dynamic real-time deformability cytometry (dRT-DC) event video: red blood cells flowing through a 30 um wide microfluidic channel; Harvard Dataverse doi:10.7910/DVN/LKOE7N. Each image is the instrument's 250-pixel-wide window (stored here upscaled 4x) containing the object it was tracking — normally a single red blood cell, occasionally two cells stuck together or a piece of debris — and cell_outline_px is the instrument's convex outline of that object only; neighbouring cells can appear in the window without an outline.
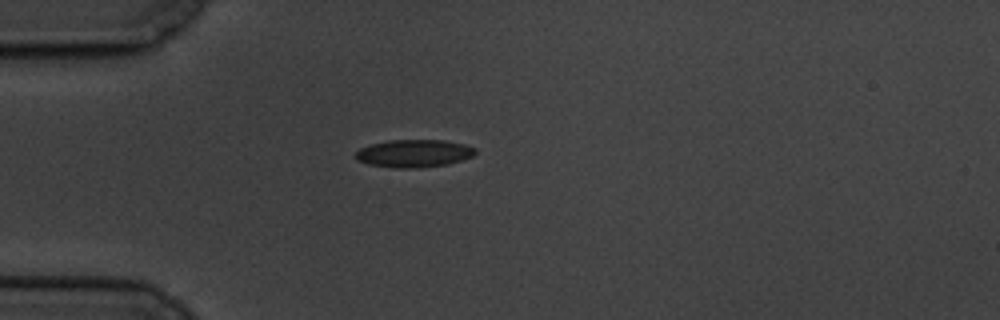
{"species": "common noctule bat (a hibernating species)", "species_latin": "Nyctalus noctula", "temperature_condition": "cold", "stored_images_in_passage": 7, "camera_frame_rate_fps": 3000, "um_per_image_px": 0.085, "animal": {"sex": "male", "body_mass_g": 19.5, "forearm_length_mm": 54.6}, "frame": {"image": 1, "passage_image": 1, "time_ms": 0.0, "image_size_px": [1000, 320], "cell_outline_px": [[476, 152], [472, 156], [460, 160], [444, 164], [416, 168], [396, 168], [368, 164], [356, 160], [356, 152], [360, 148], [372, 144], [388, 140], [444, 140], [464, 144], [476, 148]], "centroid_in_image_um": [35.16, 13.03], "position_along_channel_um": 49.8, "area_um2": 19.13}}
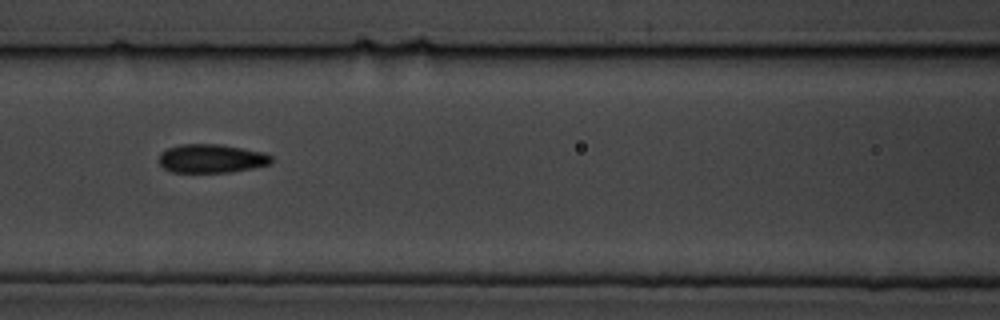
{"frame": {"image": 2, "passage_image": 4, "time_ms": 3.333, "image_size_px": [1000, 320], "cell_outline_px": [[272, 160], [268, 164], [252, 168], [228, 172], [172, 172], [164, 168], [160, 164], [160, 152], [168, 148], [180, 144], [220, 144], [244, 148], [264, 152], [272, 156]], "centroid_in_image_um": [17.97, 13.46], "position_along_channel_um": 148.6, "area_um2": 18.73}}
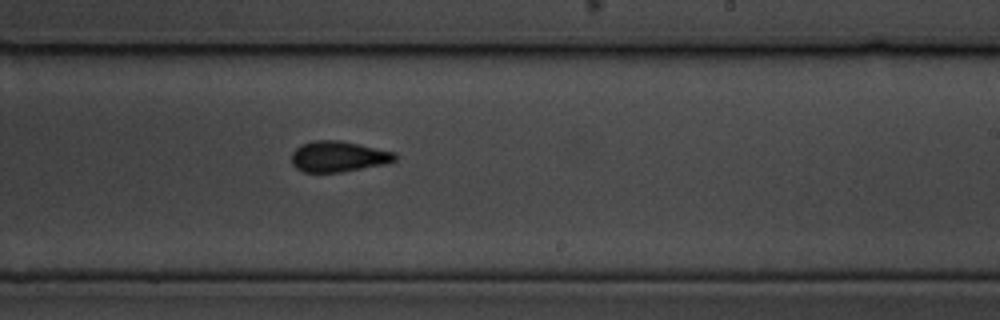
{"frame": {"image": 3, "passage_image": 7, "time_ms": 6.667, "image_size_px": [1000, 320], "cell_outline_px": [[396, 160], [384, 164], [340, 172], [304, 172], [296, 168], [292, 164], [292, 152], [300, 144], [312, 140], [340, 140], [360, 144], [396, 152]], "centroid_in_image_um": [28.74, 13.29], "position_along_channel_um": 260.3, "area_um2": 18.61}}